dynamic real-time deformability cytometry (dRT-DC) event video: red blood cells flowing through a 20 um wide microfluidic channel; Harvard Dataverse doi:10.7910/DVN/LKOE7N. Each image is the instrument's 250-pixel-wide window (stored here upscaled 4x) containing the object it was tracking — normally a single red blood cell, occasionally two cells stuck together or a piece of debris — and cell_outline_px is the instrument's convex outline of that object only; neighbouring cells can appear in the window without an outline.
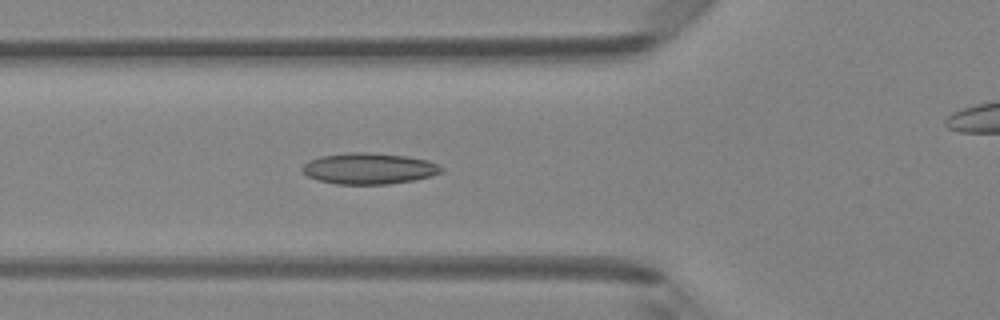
{"species": "Egyptian fruit bat (a non-hibernating species)", "species_latin": "Rousettus aegyptiacus", "temperature_condition": "room temperature", "stored_images_in_passage": 36, "camera_frame_rate_fps": 3000, "um_per_image_px": 0.085, "animal": {"sex": "female"}, "frame": {"image": 1, "passage_image": 7, "time_ms": 2.0, "image_size_px": [1000, 320], "cell_outline_px": [[444, 172], [432, 176], [416, 180], [388, 184], [336, 184], [316, 180], [308, 176], [300, 168], [308, 160], [320, 156], [348, 152], [364, 152], [408, 156], [428, 160], [444, 168]], "centroid_in_image_um": [31.37, 14.33], "position_along_channel_um": 94.4, "area_um2": 25.49}}
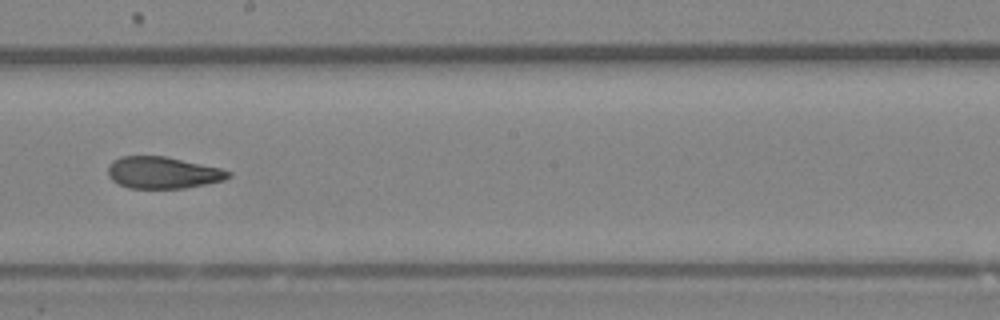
{"frame": {"image": 2, "passage_image": 17, "time_ms": 5.333, "image_size_px": [1000, 320], "cell_outline_px": [[232, 176], [224, 180], [184, 188], [128, 188], [112, 180], [108, 176], [108, 164], [112, 160], [120, 156], [164, 156], [220, 168], [232, 172]], "centroid_in_image_um": [13.81, 14.67], "position_along_channel_um": 234.4, "area_um2": 22.25}}
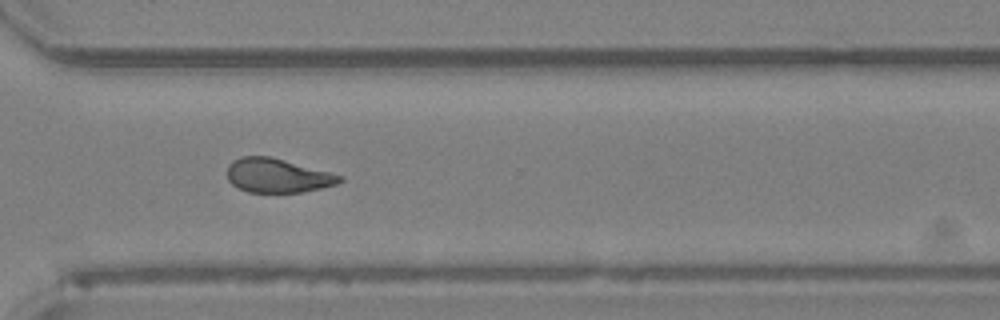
{"frame": {"image": 3, "passage_image": 25, "time_ms": 8.0, "image_size_px": [1000, 320], "cell_outline_px": [[344, 180], [336, 184], [304, 192], [248, 192], [232, 184], [228, 180], [228, 164], [232, 160], [240, 156], [268, 156], [284, 160], [344, 176]], "centroid_in_image_um": [23.57, 14.92], "position_along_channel_um": 347.0, "area_um2": 22.2}, "authors_computed_cell_mechanics": {"area_um2": 22.9466, "velocity_mm_per_s": 4.2214, "shape_relaxation_time_tau1_ms": null, "shape_relaxation_time_tau2_ms": 2.8316, "deformation_change_tau1": null, "deformation_change_tau2": 0.0945}}